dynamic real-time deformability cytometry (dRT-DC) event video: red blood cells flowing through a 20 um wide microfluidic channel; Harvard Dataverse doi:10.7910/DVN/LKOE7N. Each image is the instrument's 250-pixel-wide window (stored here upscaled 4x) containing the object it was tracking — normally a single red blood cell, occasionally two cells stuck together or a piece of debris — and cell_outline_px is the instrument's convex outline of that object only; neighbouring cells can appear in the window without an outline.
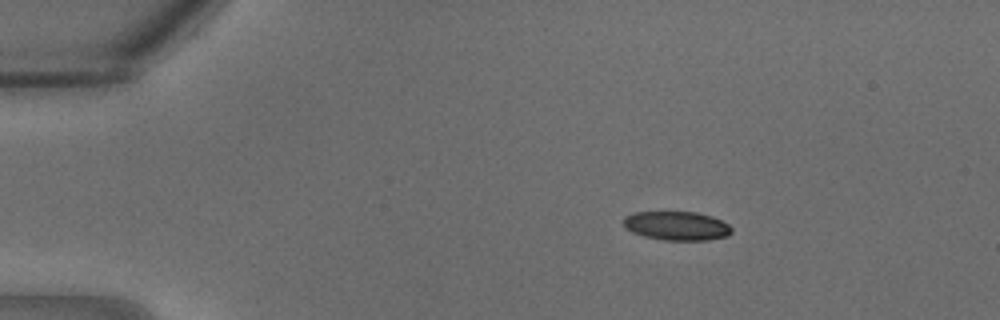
{"species": "common noctule bat (a hibernating species)", "species_latin": "Nyctalus noctula", "temperature_condition": "warm", "stored_images_in_passage": 32, "camera_frame_rate_fps": 3000, "um_per_image_px": 0.085, "animal": {"sex": "male", "body_mass_g": 18.8}, "frame": {"image": 1, "passage_image": 6, "time_ms": 1.667, "image_size_px": [1000, 320], "cell_outline_px": [[732, 232], [728, 236], [708, 240], [664, 240], [644, 236], [632, 232], [624, 228], [624, 216], [636, 212], [696, 212], [712, 216], [728, 224], [732, 228]], "centroid_in_image_um": [57.52, 19.2], "position_along_channel_um": 27.5, "area_um2": 18.26}}
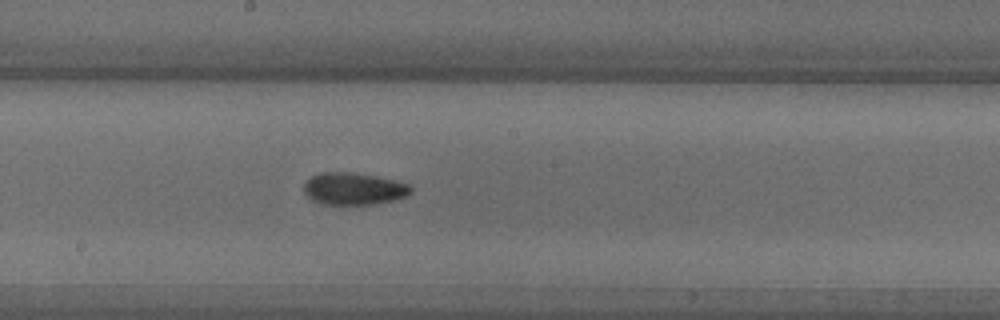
{"frame": {"image": 2, "passage_image": 18, "time_ms": 5.667, "image_size_px": [1000, 320], "cell_outline_px": [[412, 192], [408, 196], [392, 200], [372, 204], [324, 204], [312, 200], [304, 192], [304, 184], [312, 176], [320, 172], [348, 172], [372, 176], [392, 180], [408, 184], [412, 188]], "centroid_in_image_um": [30.05, 16.05], "position_along_channel_um": 218.1, "area_um2": 19.71}}
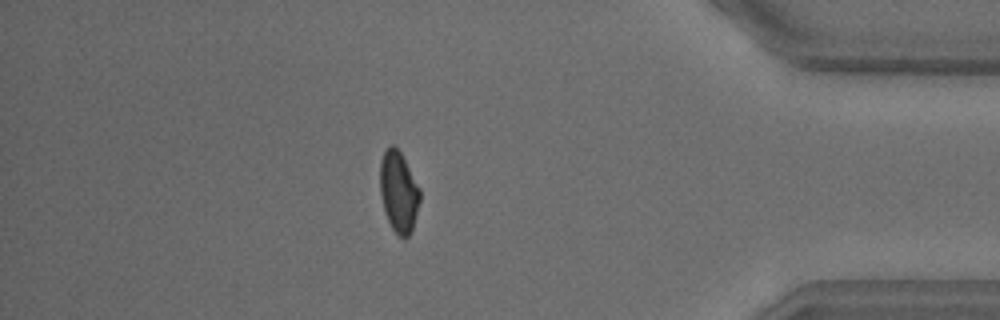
{"frame": {"image": 3, "passage_image": 28, "time_ms": 9.0, "image_size_px": [1000, 320], "cell_outline_px": [[420, 200], [412, 228], [408, 236], [400, 236], [392, 228], [384, 212], [380, 192], [380, 160], [384, 152], [392, 144], [400, 152], [420, 188]], "centroid_in_image_um": [33.87, 16.29], "position_along_channel_um": 401.3, "area_um2": 18.5}}